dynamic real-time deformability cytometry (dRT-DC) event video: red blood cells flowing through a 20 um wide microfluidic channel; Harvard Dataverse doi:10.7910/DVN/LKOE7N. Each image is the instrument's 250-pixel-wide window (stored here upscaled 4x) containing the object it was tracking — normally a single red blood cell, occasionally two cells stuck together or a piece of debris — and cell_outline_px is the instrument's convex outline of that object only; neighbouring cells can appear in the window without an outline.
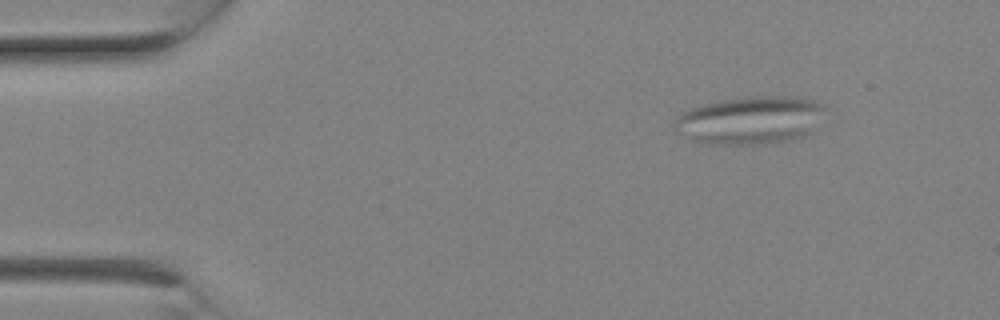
{"species": "Egyptian fruit bat (a non-hibernating species)", "species_latin": "Rousettus aegyptiacus", "temperature_condition": "room temperature", "stored_images_in_passage": 2, "camera_frame_rate_fps": 3000, "um_per_image_px": 0.085, "animal": {"sex": "female"}, "frame": {"image": 1, "passage_image": 2, "time_ms": 0.333, "image_size_px": [1000, 320], "cell_outline_px": [[824, 104], [808, 132], [804, 136], [792, 140], [760, 144], [712, 144], [692, 140], [676, 132], [672, 128], [672, 124], [684, 112], [692, 108], [704, 104], [720, 100], [756, 96], [788, 96], [820, 100]], "centroid_in_image_um": [63.7, 10.21], "position_along_channel_um": 21.3, "area_um2": 41.38}}